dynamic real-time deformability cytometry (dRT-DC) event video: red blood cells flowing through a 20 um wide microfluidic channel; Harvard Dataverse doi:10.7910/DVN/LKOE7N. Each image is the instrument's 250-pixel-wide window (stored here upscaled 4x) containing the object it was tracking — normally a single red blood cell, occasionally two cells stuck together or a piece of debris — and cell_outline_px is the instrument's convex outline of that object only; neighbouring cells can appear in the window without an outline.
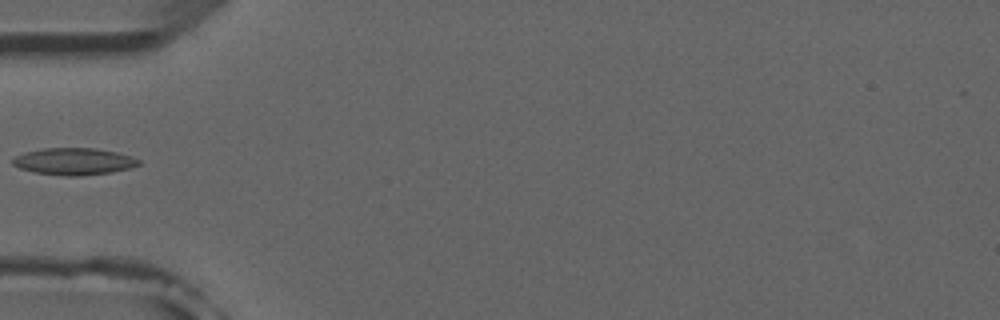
{"species": "common noctule bat (a hibernating species)", "species_latin": "Nyctalus noctula", "temperature_condition": "room temperature", "stored_images_in_passage": 4, "camera_frame_rate_fps": 3000, "um_per_image_px": 0.085, "animal": {"sex": "male", "forearm_length_mm": 52.5}, "frame": {"image": 1, "passage_image": 4, "time_ms": 4.333, "image_size_px": [1000, 320], "cell_outline_px": [[140, 164], [132, 168], [112, 172], [80, 176], [64, 176], [36, 172], [20, 168], [12, 164], [12, 156], [24, 152], [44, 148], [96, 148], [116, 152], [132, 156], [140, 160]], "centroid_in_image_um": [6.29, 13.72], "position_along_channel_um": 78.7, "area_um2": 19.94}}